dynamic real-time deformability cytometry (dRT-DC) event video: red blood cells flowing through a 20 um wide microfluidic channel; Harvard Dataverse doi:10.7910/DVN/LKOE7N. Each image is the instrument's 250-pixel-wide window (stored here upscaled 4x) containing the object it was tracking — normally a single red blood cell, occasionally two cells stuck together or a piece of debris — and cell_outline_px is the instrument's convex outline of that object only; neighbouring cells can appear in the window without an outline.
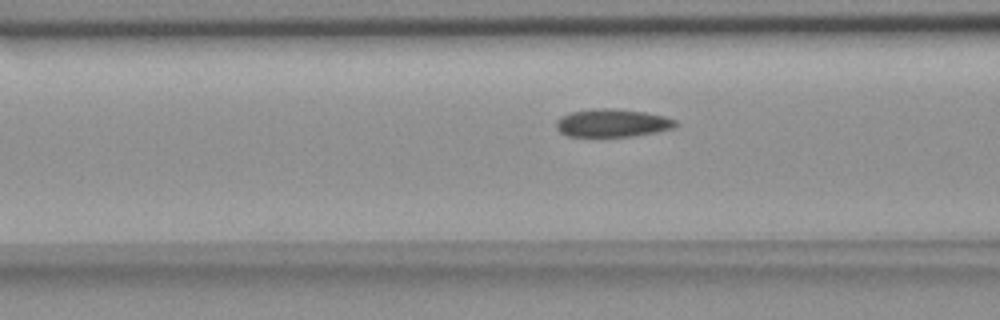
{"species": "common noctule bat (a hibernating species)", "species_latin": "Nyctalus noctula", "temperature_condition": "room temperature", "stored_images_in_passage": 12, "camera_frame_rate_fps": 3000, "um_per_image_px": 0.085, "animal": {"sex": "female", "body_mass_g": 18.4}, "frame": {"image": 1, "passage_image": 10, "time_ms": 3.0, "image_size_px": [1000, 320], "cell_outline_px": [[680, 124], [672, 128], [656, 132], [632, 136], [568, 136], [560, 132], [556, 128], [556, 120], [560, 116], [572, 112], [592, 108], [612, 108], [644, 112], [664, 116], [676, 120]], "centroid_in_image_um": [52.04, 10.45], "position_along_channel_um": 114.6, "area_um2": 19.48}}